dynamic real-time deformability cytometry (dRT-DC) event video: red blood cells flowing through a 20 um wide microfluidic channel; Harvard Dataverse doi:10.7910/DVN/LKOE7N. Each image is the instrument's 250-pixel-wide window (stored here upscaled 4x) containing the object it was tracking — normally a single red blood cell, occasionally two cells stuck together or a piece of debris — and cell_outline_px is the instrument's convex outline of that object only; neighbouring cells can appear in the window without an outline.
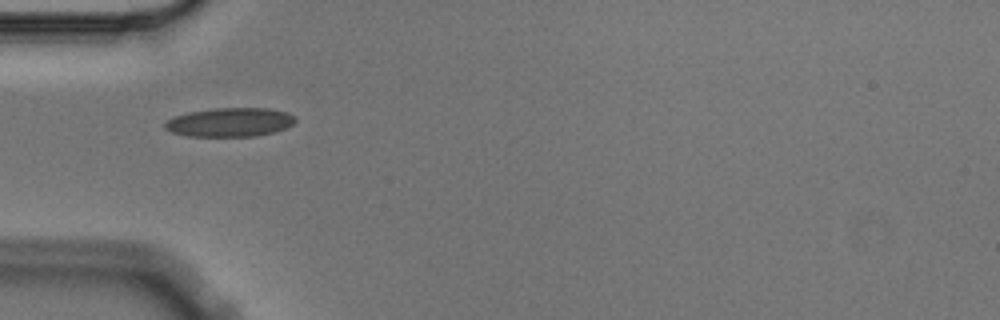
{"species": "Egyptian fruit bat (a non-hibernating species)", "species_latin": "Rousettus aegyptiacus", "temperature_condition": "cold", "stored_images_in_passage": 5, "camera_frame_rate_fps": 3000, "um_per_image_px": 0.085, "animal": {"sex": "male"}, "frame": {"image": 1, "passage_image": 1, "time_ms": 0.0, "image_size_px": [1000, 320], "cell_outline_px": [[296, 120], [292, 124], [284, 128], [272, 132], [256, 136], [184, 136], [172, 132], [164, 128], [164, 124], [168, 120], [176, 116], [188, 112], [216, 108], [268, 108], [288, 112], [296, 116]], "centroid_in_image_um": [19.55, 10.38], "position_along_channel_um": 65.5, "area_um2": 21.91}}
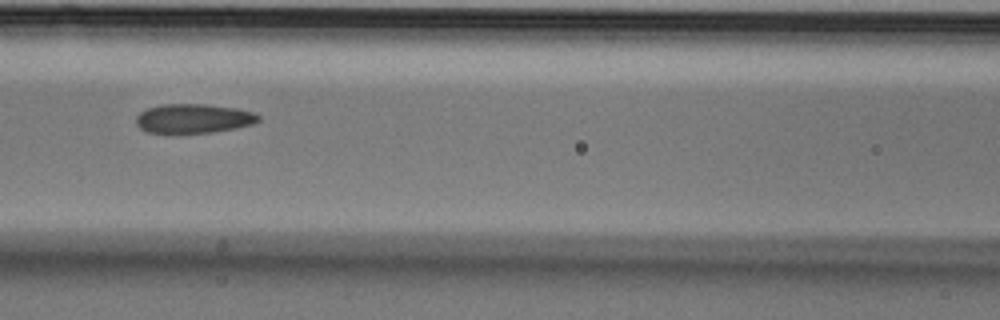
{"frame": {"image": 2, "passage_image": 3, "time_ms": 0.667, "image_size_px": [1000, 320], "cell_outline_px": [[260, 120], [252, 124], [236, 128], [212, 132], [148, 132], [140, 128], [136, 124], [136, 116], [140, 112], [148, 108], [164, 104], [204, 104], [236, 108], [252, 112], [260, 116]], "centroid_in_image_um": [16.45, 10.06], "position_along_channel_um": 150.2, "area_um2": 20.58}}
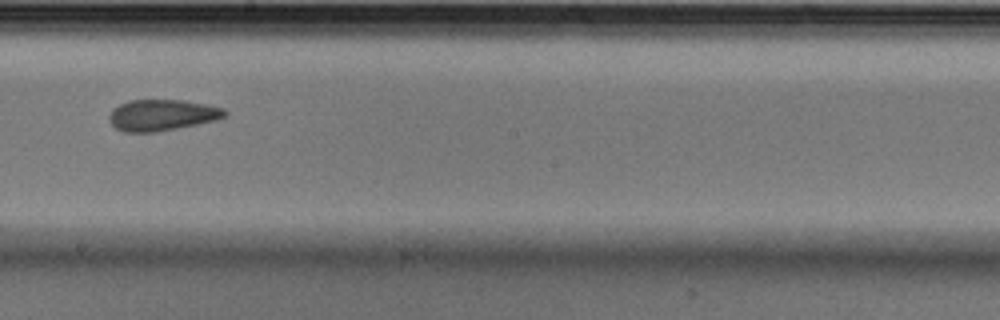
{"frame": {"image": 3, "passage_image": 5, "time_ms": 1.333, "image_size_px": [1000, 320], "cell_outline_px": [[228, 112], [224, 116], [216, 120], [156, 132], [124, 132], [116, 128], [108, 120], [108, 116], [112, 108], [128, 100], [184, 100], [208, 104], [224, 108]], "centroid_in_image_um": [13.75, 9.77], "position_along_channel_um": 234.5, "area_um2": 21.1}}